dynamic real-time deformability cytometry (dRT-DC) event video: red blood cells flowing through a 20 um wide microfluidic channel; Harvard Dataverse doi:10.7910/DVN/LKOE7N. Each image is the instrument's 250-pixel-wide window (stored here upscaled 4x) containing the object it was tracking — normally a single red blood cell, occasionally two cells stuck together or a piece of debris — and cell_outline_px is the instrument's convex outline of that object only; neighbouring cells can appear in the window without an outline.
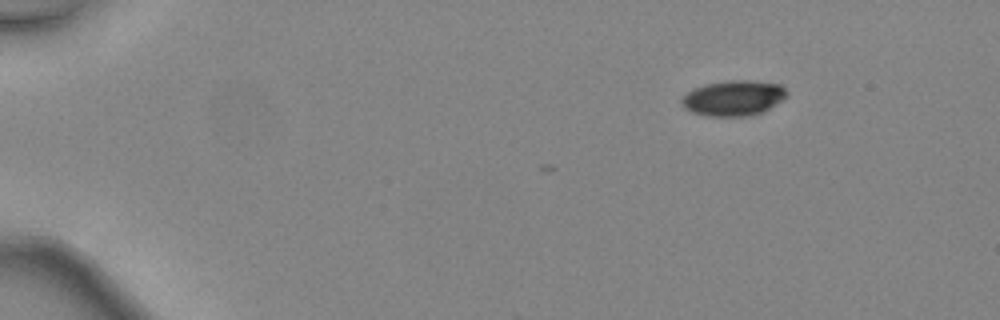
{"species": "common noctule bat (a hibernating species)", "species_latin": "Nyctalus noctula", "temperature_condition": "warm", "stored_images_in_passage": 6, "camera_frame_rate_fps": 3000, "um_per_image_px": 0.085, "animal": {"sex": "female", "body_mass_g": 24.6, "forearm_length_mm": 56.2}, "frame": {"image": 1, "passage_image": 1, "time_ms": 0.0, "image_size_px": [1000, 320], "cell_outline_px": [[788, 92], [780, 100], [764, 112], [752, 116], [708, 116], [692, 112], [684, 108], [680, 104], [680, 100], [692, 88], [704, 84], [732, 80], [748, 80], [780, 84]], "centroid_in_image_um": [62.3, 8.34], "position_along_channel_um": 22.7, "area_um2": 21.68}}